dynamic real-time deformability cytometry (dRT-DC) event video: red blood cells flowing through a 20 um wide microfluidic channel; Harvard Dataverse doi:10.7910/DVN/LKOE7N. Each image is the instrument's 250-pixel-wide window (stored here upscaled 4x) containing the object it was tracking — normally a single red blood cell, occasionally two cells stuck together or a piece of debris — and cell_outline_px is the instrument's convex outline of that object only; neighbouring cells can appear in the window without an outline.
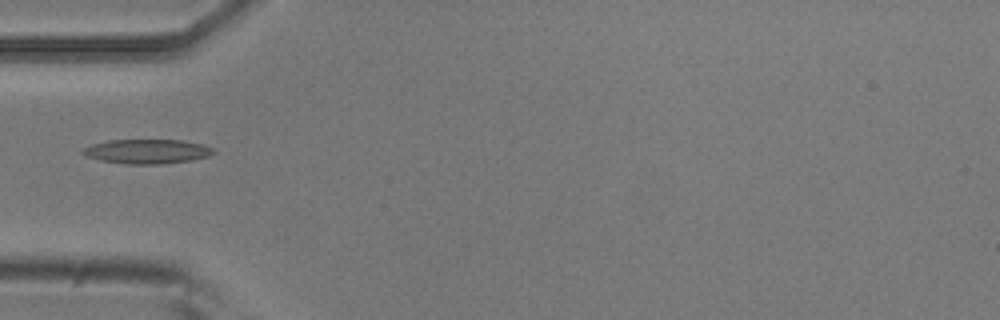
{"species": "common noctule bat (a hibernating species)", "species_latin": "Nyctalus noctula", "temperature_condition": "room temperature", "stored_images_in_passage": 3, "camera_frame_rate_fps": 3000, "um_per_image_px": 0.085, "animal": {"sex": "male", "body_mass_g": 20.5, "forearm_length_mm": 52.5}, "frame": {"image": 1, "passage_image": 3, "time_ms": 0.667, "image_size_px": [1000, 320], "cell_outline_px": [[216, 152], [208, 156], [192, 160], [164, 164], [124, 164], [100, 160], [88, 156], [80, 152], [84, 148], [92, 144], [108, 140], [180, 140], [204, 144], [212, 148]], "centroid_in_image_um": [12.52, 12.87], "position_along_channel_um": 72.5, "area_um2": 18.61}}